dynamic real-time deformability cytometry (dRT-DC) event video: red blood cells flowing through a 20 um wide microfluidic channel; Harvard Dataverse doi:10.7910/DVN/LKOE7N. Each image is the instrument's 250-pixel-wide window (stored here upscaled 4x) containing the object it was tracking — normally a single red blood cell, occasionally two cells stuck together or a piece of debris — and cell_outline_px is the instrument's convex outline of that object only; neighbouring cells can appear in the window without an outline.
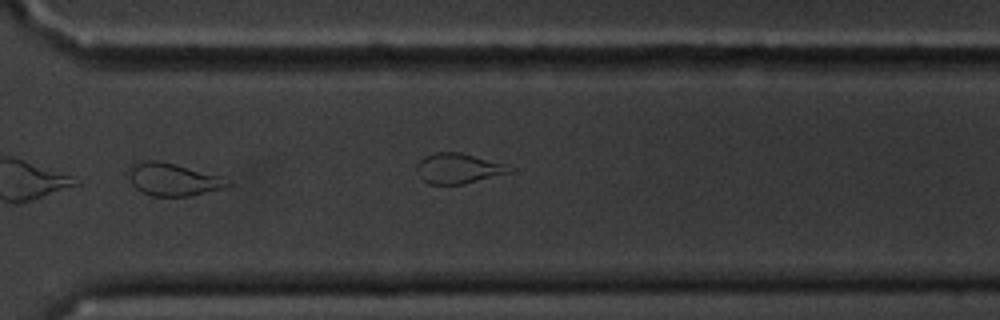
{"species": "common noctule bat (a hibernating species)", "species_latin": "Nyctalus noctula", "temperature_condition": "cold", "stored_images_in_passage": 15, "camera_frame_rate_fps": 3000, "um_per_image_px": 0.085, "animal": {"sex": "male", "body_mass_g": 20.1, "forearm_length_mm": 53.5}, "frame": {"image": 1, "passage_image": 11, "time_ms": 12.667, "image_size_px": [1000, 320], "cell_outline_px": [[232, 184], [220, 188], [188, 196], [152, 196], [136, 188], [132, 184], [132, 168], [136, 164], [144, 160], [160, 160], [176, 164], [220, 176], [232, 180]], "centroid_in_image_um": [14.77, 15.25], "position_along_channel_um": 355.8, "area_um2": 18.21}, "authors_computed_cell_mechanics": {"area_um2": 18.3804, "velocity_mm_per_s": 3.4255, "shape_relaxation_time_tau1_ms": 1.9379, "shape_relaxation_time_tau2_ms": 0.9349, "deformation_change_tau1": 0.109, "deformation_change_tau2": 0.073}}